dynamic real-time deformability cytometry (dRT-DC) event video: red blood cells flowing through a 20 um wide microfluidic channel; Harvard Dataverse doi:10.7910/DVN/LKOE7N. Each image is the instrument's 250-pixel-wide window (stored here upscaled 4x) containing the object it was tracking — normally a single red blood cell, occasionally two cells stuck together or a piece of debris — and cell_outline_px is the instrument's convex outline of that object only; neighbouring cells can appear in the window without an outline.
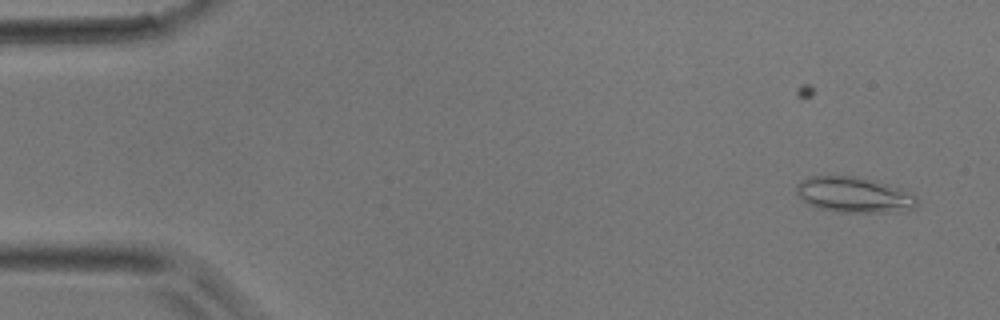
{"species": "common noctule bat (a hibernating species)", "species_latin": "Nyctalus noctula", "temperature_condition": "room temperature", "stored_images_in_passage": 5, "camera_frame_rate_fps": 3000, "um_per_image_px": 0.085, "animal": {"sex": "male", "body_mass_g": 17.9}, "frame": {"image": 1, "passage_image": 2, "time_ms": 0.333, "image_size_px": [1000, 320], "cell_outline_px": [[920, 200], [912, 208], [896, 212], [836, 212], [816, 208], [808, 204], [796, 192], [796, 184], [800, 180], [808, 176], [856, 176], [876, 180], [900, 188], [916, 196]], "centroid_in_image_um": [72.57, 16.55], "position_along_channel_um": 12.4, "area_um2": 25.26}}